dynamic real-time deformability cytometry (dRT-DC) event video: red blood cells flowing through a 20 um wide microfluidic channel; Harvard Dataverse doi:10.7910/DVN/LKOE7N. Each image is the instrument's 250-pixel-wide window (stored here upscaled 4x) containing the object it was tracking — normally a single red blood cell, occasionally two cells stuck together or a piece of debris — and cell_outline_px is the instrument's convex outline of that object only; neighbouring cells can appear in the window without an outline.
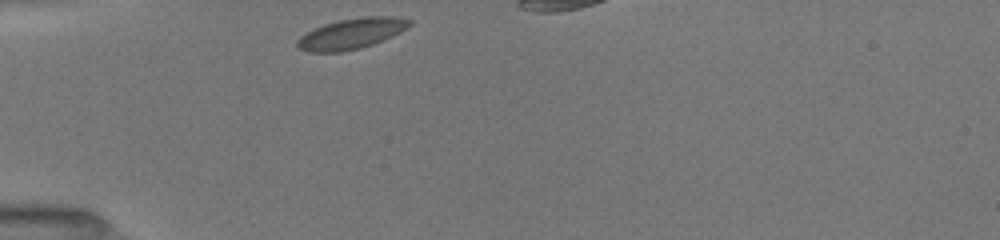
{"species": "common noctule bat (a hibernating species)", "species_latin": "Nyctalus noctula", "temperature_condition": "room temperature", "stored_images_in_passage": 31, "camera_frame_rate_fps": 3000, "um_per_image_px": 0.085, "animal": {"sex": "female", "body_mass_g": 19.5, "forearm_length_mm": 54.1}, "frame": {"image": 1, "passage_image": 1, "time_ms": 0.0, "image_size_px": [1000, 240], "cell_outline_px": [[412, 24], [408, 28], [384, 40], [360, 48], [340, 52], [308, 52], [296, 48], [296, 40], [300, 36], [324, 24], [340, 20], [364, 16], [392, 16], [412, 20]], "centroid_in_image_um": [29.88, 2.86], "position_along_channel_um": 55.1, "area_um2": 20.06}}
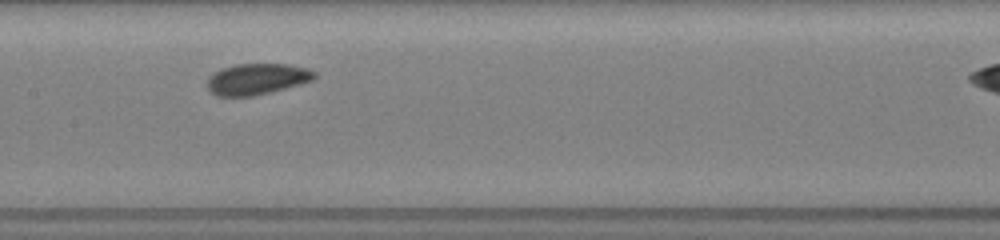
{"frame": {"image": 2, "passage_image": 12, "time_ms": 3.667, "image_size_px": [1000, 240], "cell_outline_px": [[316, 76], [312, 80], [300, 84], [252, 96], [216, 96], [208, 88], [208, 76], [224, 68], [236, 64], [288, 64], [308, 68], [316, 72]], "centroid_in_image_um": [21.85, 6.71], "position_along_channel_um": 185.5, "area_um2": 19.19}}
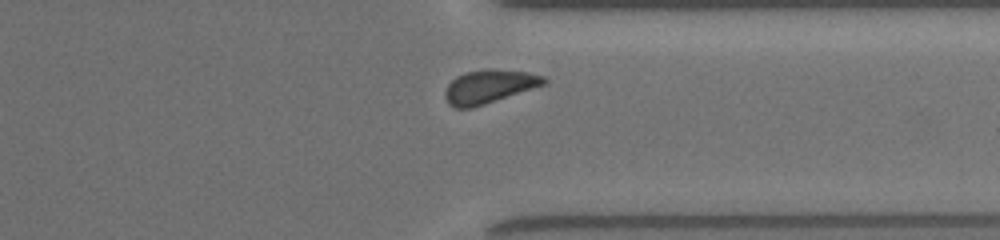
{"frame": {"image": 3, "passage_image": 26, "time_ms": 8.333, "image_size_px": [1000, 240], "cell_outline_px": [[548, 84], [472, 108], [452, 108], [448, 104], [444, 96], [444, 92], [448, 84], [456, 76], [464, 72], [488, 68], [528, 72], [544, 76], [548, 80]], "centroid_in_image_um": [41.58, 7.35], "position_along_channel_um": 369.8, "area_um2": 19.65}}